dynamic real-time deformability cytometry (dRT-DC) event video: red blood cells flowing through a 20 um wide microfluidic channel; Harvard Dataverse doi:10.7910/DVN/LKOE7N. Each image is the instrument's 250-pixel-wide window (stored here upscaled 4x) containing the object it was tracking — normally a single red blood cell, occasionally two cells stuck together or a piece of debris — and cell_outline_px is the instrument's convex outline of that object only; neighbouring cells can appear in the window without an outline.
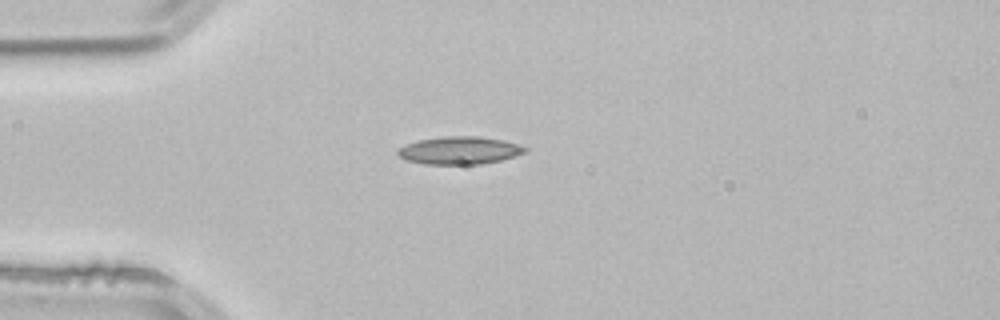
{"species": "common noctule bat (a hibernating species)", "species_latin": "Nyctalus noctula", "temperature_condition": "room temperature", "stored_images_in_passage": 1, "camera_frame_rate_fps": 3000, "um_per_image_px": 0.085, "animal": {"sex": "male", "body_mass_g": 21.5, "forearm_length_mm": 52.0}, "frame": {"image": 1, "passage_image": 1, "time_ms": 0.0, "image_size_px": [1000, 320], "cell_outline_px": [[528, 152], [516, 156], [500, 160], [480, 164], [424, 164], [408, 160], [400, 156], [396, 152], [400, 148], [408, 144], [420, 140], [444, 136], [476, 136], [504, 140], [520, 144], [528, 148]], "centroid_in_image_um": [39.14, 12.78], "position_along_channel_um": 45.9, "area_um2": 20.46}}